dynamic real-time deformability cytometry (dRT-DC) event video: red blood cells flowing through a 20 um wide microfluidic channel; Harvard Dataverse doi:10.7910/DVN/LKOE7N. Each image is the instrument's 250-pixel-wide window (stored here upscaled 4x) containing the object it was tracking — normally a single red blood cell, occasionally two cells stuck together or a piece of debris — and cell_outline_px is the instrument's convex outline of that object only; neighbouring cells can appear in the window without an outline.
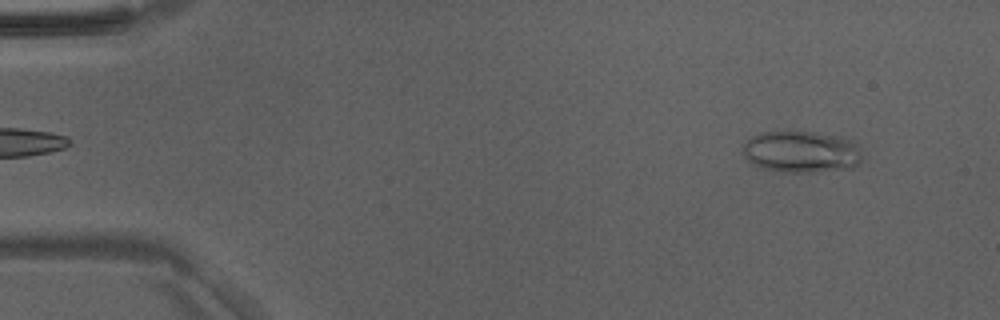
{"species": "Egyptian fruit bat (a non-hibernating species)", "species_latin": "Rousettus aegyptiacus", "temperature_condition": "room temperature", "stored_images_in_passage": 48, "camera_frame_rate_fps": 3000, "um_per_image_px": 0.085, "animal": {"sex": "male"}, "frame": {"image": 1, "passage_image": 4, "time_ms": 1.0, "image_size_px": [1000, 320], "cell_outline_px": [[860, 160], [852, 168], [816, 172], [780, 172], [764, 168], [748, 160], [744, 156], [744, 144], [752, 136], [760, 132], [816, 132], [840, 136], [852, 140], [860, 148]], "centroid_in_image_um": [68.14, 12.9], "position_along_channel_um": 16.9, "area_um2": 28.84}}
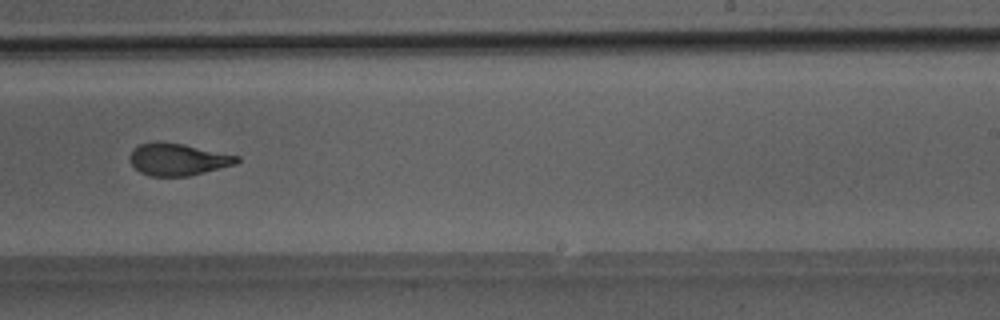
{"frame": {"image": 2, "passage_image": 30, "time_ms": 9.667, "image_size_px": [1000, 320], "cell_outline_px": [[240, 160], [236, 164], [188, 176], [148, 176], [140, 172], [132, 164], [128, 156], [140, 144], [156, 140], [184, 144], [240, 156]], "centroid_in_image_um": [15.12, 13.54], "position_along_channel_um": 273.9, "area_um2": 20.06}}
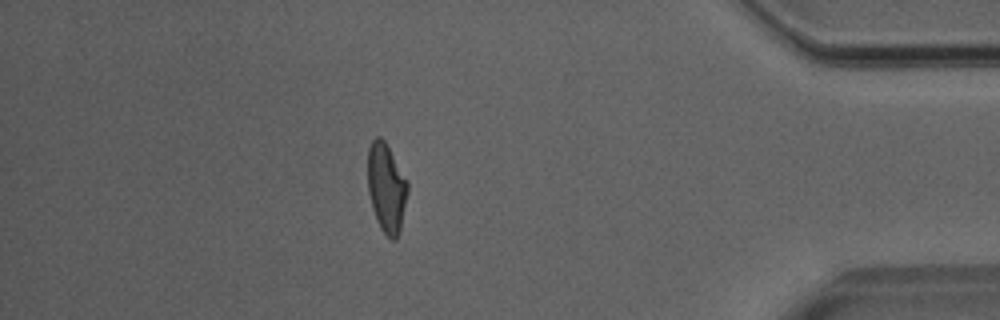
{"frame": {"image": 3, "passage_image": 42, "time_ms": 13.667, "image_size_px": [1000, 320], "cell_outline_px": [[408, 192], [400, 232], [396, 240], [392, 240], [380, 228], [376, 220], [372, 208], [368, 192], [368, 148], [372, 140], [376, 136], [380, 136], [384, 140], [408, 180]], "centroid_in_image_um": [32.85, 15.97], "position_along_channel_um": 402.4, "area_um2": 20.92}}